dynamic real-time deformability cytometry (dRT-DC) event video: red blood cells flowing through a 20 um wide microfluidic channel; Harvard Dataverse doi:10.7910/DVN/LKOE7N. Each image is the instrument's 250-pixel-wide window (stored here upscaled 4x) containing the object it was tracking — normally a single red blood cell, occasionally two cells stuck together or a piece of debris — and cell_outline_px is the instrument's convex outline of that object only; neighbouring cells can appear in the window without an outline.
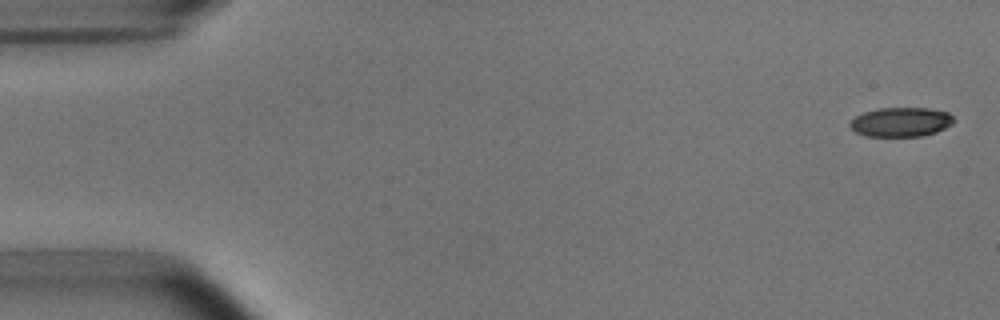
{"species": "common noctule bat (a hibernating species)", "species_latin": "Nyctalus noctula", "temperature_condition": "room temperature", "stored_images_in_passage": 2, "camera_frame_rate_fps": 3000, "um_per_image_px": 0.085, "animal": {"sex": "male", "body_mass_g": 15.6}, "frame": {"image": 1, "passage_image": 2, "time_ms": 1.333, "image_size_px": [1000, 320], "cell_outline_px": [[956, 120], [952, 124], [936, 132], [920, 136], [864, 136], [856, 132], [848, 124], [856, 116], [864, 112], [876, 108], [928, 108], [948, 112]], "centroid_in_image_um": [76.58, 10.36], "position_along_channel_um": 8.4, "area_um2": 17.74}}